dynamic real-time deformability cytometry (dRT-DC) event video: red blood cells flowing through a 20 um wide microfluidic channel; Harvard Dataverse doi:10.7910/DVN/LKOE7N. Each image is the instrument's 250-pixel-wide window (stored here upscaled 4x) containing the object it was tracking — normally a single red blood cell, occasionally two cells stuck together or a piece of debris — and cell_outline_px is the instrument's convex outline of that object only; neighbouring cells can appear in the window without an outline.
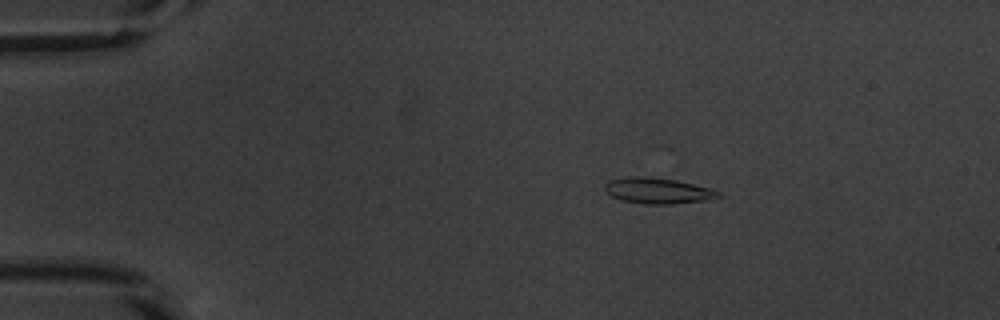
{"species": "common noctule bat (a hibernating species)", "species_latin": "Nyctalus noctula", "temperature_condition": "warm", "stored_images_in_passage": 45, "camera_frame_rate_fps": 3000, "um_per_image_px": 0.085, "animal": {"sex": "male", "body_mass_g": 20.1, "forearm_length_mm": 53.5}, "frame": {"image": 1, "passage_image": 2, "time_ms": 0.333, "image_size_px": [1000, 320], "cell_outline_px": [[720, 196], [712, 200], [672, 204], [644, 204], [624, 200], [612, 196], [604, 188], [604, 184], [608, 180], [628, 176], [644, 176], [676, 180], [712, 188], [720, 192]], "centroid_in_image_um": [55.95, 16.21], "position_along_channel_um": 29.0, "area_um2": 17.22}}
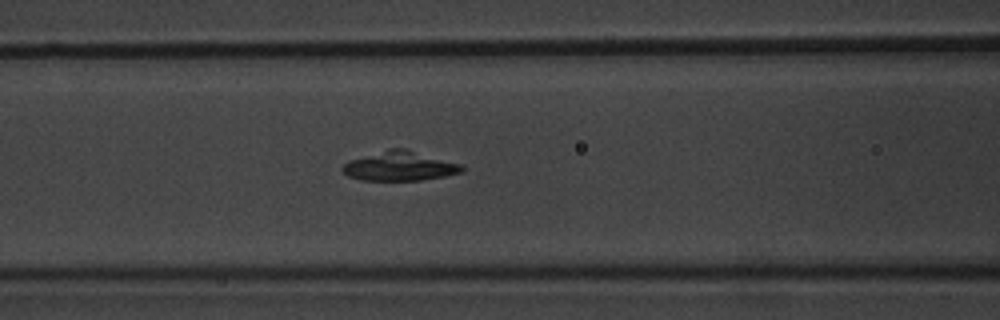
{"frame": {"image": 2, "passage_image": 15, "time_ms": 4.667, "image_size_px": [1000, 320], "cell_outline_px": [[464, 168], [460, 172], [444, 176], [420, 180], [360, 180], [348, 176], [340, 168], [348, 160], [388, 148], [408, 148], [460, 164]], "centroid_in_image_um": [33.93, 14.1], "position_along_channel_um": 132.7, "area_um2": 20.52}}
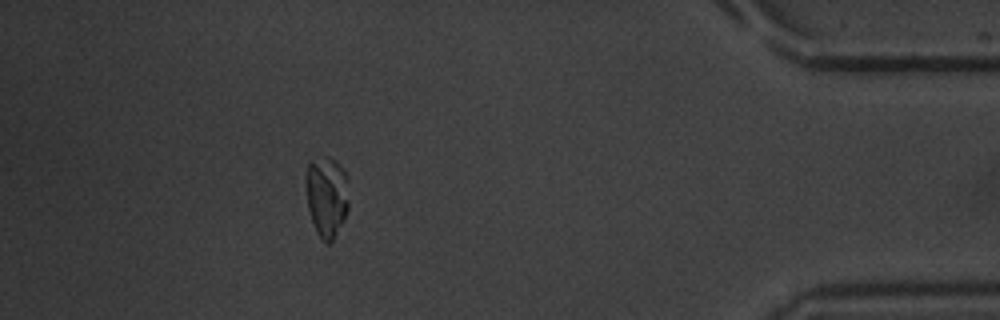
{"frame": {"image": 3, "passage_image": 40, "time_ms": 13.0, "image_size_px": [1000, 320], "cell_outline_px": [[348, 208], [344, 220], [332, 244], [324, 244], [316, 232], [308, 208], [308, 160], [328, 156], [336, 160], [340, 164], [348, 176]], "centroid_in_image_um": [27.82, 16.73], "position_along_channel_um": 407.4, "area_um2": 20.4}, "authors_computed_cell_mechanics": {"area_um2": 20.1722, "velocity_mm_per_s": 3.8532, "shape_relaxation_time_tau1_ms": 5.0012, "shape_relaxation_time_tau2_ms": null, "deformation_change_tau1": 0.1076, "deformation_change_tau2": null}}